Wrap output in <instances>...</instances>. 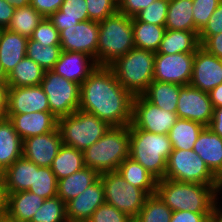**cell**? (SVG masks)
Listing matches in <instances>:
<instances>
[{
    "label": "cell",
    "mask_w": 222,
    "mask_h": 222,
    "mask_svg": "<svg viewBox=\"0 0 222 222\" xmlns=\"http://www.w3.org/2000/svg\"><path fill=\"white\" fill-rule=\"evenodd\" d=\"M213 213H194L188 210L174 211L170 222H209Z\"/></svg>",
    "instance_id": "obj_48"
},
{
    "label": "cell",
    "mask_w": 222,
    "mask_h": 222,
    "mask_svg": "<svg viewBox=\"0 0 222 222\" xmlns=\"http://www.w3.org/2000/svg\"><path fill=\"white\" fill-rule=\"evenodd\" d=\"M4 212L19 222H30L45 199L30 191L3 193Z\"/></svg>",
    "instance_id": "obj_22"
},
{
    "label": "cell",
    "mask_w": 222,
    "mask_h": 222,
    "mask_svg": "<svg viewBox=\"0 0 222 222\" xmlns=\"http://www.w3.org/2000/svg\"><path fill=\"white\" fill-rule=\"evenodd\" d=\"M34 178L35 163L22 156L1 173L2 193L28 191Z\"/></svg>",
    "instance_id": "obj_23"
},
{
    "label": "cell",
    "mask_w": 222,
    "mask_h": 222,
    "mask_svg": "<svg viewBox=\"0 0 222 222\" xmlns=\"http://www.w3.org/2000/svg\"><path fill=\"white\" fill-rule=\"evenodd\" d=\"M62 48L60 45H48L43 46L42 44L28 39L26 56L38 65H40L45 71L52 70L54 65L60 58Z\"/></svg>",
    "instance_id": "obj_37"
},
{
    "label": "cell",
    "mask_w": 222,
    "mask_h": 222,
    "mask_svg": "<svg viewBox=\"0 0 222 222\" xmlns=\"http://www.w3.org/2000/svg\"><path fill=\"white\" fill-rule=\"evenodd\" d=\"M199 47V38L194 31L166 29L157 53H195Z\"/></svg>",
    "instance_id": "obj_27"
},
{
    "label": "cell",
    "mask_w": 222,
    "mask_h": 222,
    "mask_svg": "<svg viewBox=\"0 0 222 222\" xmlns=\"http://www.w3.org/2000/svg\"><path fill=\"white\" fill-rule=\"evenodd\" d=\"M128 222H137L134 218H131Z\"/></svg>",
    "instance_id": "obj_61"
},
{
    "label": "cell",
    "mask_w": 222,
    "mask_h": 222,
    "mask_svg": "<svg viewBox=\"0 0 222 222\" xmlns=\"http://www.w3.org/2000/svg\"><path fill=\"white\" fill-rule=\"evenodd\" d=\"M11 6L16 8H21L27 6L31 3V0H6Z\"/></svg>",
    "instance_id": "obj_55"
},
{
    "label": "cell",
    "mask_w": 222,
    "mask_h": 222,
    "mask_svg": "<svg viewBox=\"0 0 222 222\" xmlns=\"http://www.w3.org/2000/svg\"><path fill=\"white\" fill-rule=\"evenodd\" d=\"M57 184L58 181L51 168L35 164L34 185H31L28 191L44 199L53 198L57 196Z\"/></svg>",
    "instance_id": "obj_39"
},
{
    "label": "cell",
    "mask_w": 222,
    "mask_h": 222,
    "mask_svg": "<svg viewBox=\"0 0 222 222\" xmlns=\"http://www.w3.org/2000/svg\"><path fill=\"white\" fill-rule=\"evenodd\" d=\"M130 125L111 127L96 143L83 151L84 165L99 174L117 171L129 157Z\"/></svg>",
    "instance_id": "obj_4"
},
{
    "label": "cell",
    "mask_w": 222,
    "mask_h": 222,
    "mask_svg": "<svg viewBox=\"0 0 222 222\" xmlns=\"http://www.w3.org/2000/svg\"><path fill=\"white\" fill-rule=\"evenodd\" d=\"M62 144L84 151L96 143L111 126L96 115L76 110L71 115L57 119Z\"/></svg>",
    "instance_id": "obj_7"
},
{
    "label": "cell",
    "mask_w": 222,
    "mask_h": 222,
    "mask_svg": "<svg viewBox=\"0 0 222 222\" xmlns=\"http://www.w3.org/2000/svg\"><path fill=\"white\" fill-rule=\"evenodd\" d=\"M0 84H7V75L4 73L0 64Z\"/></svg>",
    "instance_id": "obj_59"
},
{
    "label": "cell",
    "mask_w": 222,
    "mask_h": 222,
    "mask_svg": "<svg viewBox=\"0 0 222 222\" xmlns=\"http://www.w3.org/2000/svg\"><path fill=\"white\" fill-rule=\"evenodd\" d=\"M193 151L222 182V138L208 127H204L198 135Z\"/></svg>",
    "instance_id": "obj_21"
},
{
    "label": "cell",
    "mask_w": 222,
    "mask_h": 222,
    "mask_svg": "<svg viewBox=\"0 0 222 222\" xmlns=\"http://www.w3.org/2000/svg\"><path fill=\"white\" fill-rule=\"evenodd\" d=\"M165 178L178 182L221 185V181L193 149H172Z\"/></svg>",
    "instance_id": "obj_8"
},
{
    "label": "cell",
    "mask_w": 222,
    "mask_h": 222,
    "mask_svg": "<svg viewBox=\"0 0 222 222\" xmlns=\"http://www.w3.org/2000/svg\"><path fill=\"white\" fill-rule=\"evenodd\" d=\"M154 1L155 0H118V11L126 16L134 17Z\"/></svg>",
    "instance_id": "obj_47"
},
{
    "label": "cell",
    "mask_w": 222,
    "mask_h": 222,
    "mask_svg": "<svg viewBox=\"0 0 222 222\" xmlns=\"http://www.w3.org/2000/svg\"><path fill=\"white\" fill-rule=\"evenodd\" d=\"M173 211L155 193L149 195L139 214L137 222H170Z\"/></svg>",
    "instance_id": "obj_38"
},
{
    "label": "cell",
    "mask_w": 222,
    "mask_h": 222,
    "mask_svg": "<svg viewBox=\"0 0 222 222\" xmlns=\"http://www.w3.org/2000/svg\"><path fill=\"white\" fill-rule=\"evenodd\" d=\"M7 90V84H0V119L6 117Z\"/></svg>",
    "instance_id": "obj_54"
},
{
    "label": "cell",
    "mask_w": 222,
    "mask_h": 222,
    "mask_svg": "<svg viewBox=\"0 0 222 222\" xmlns=\"http://www.w3.org/2000/svg\"><path fill=\"white\" fill-rule=\"evenodd\" d=\"M222 83V61L201 46L194 53L190 86L209 93Z\"/></svg>",
    "instance_id": "obj_15"
},
{
    "label": "cell",
    "mask_w": 222,
    "mask_h": 222,
    "mask_svg": "<svg viewBox=\"0 0 222 222\" xmlns=\"http://www.w3.org/2000/svg\"><path fill=\"white\" fill-rule=\"evenodd\" d=\"M0 222H19V221L11 218L8 214H6L3 211L0 213Z\"/></svg>",
    "instance_id": "obj_57"
},
{
    "label": "cell",
    "mask_w": 222,
    "mask_h": 222,
    "mask_svg": "<svg viewBox=\"0 0 222 222\" xmlns=\"http://www.w3.org/2000/svg\"><path fill=\"white\" fill-rule=\"evenodd\" d=\"M155 52L134 47L108 67L133 96L142 95L153 81Z\"/></svg>",
    "instance_id": "obj_6"
},
{
    "label": "cell",
    "mask_w": 222,
    "mask_h": 222,
    "mask_svg": "<svg viewBox=\"0 0 222 222\" xmlns=\"http://www.w3.org/2000/svg\"><path fill=\"white\" fill-rule=\"evenodd\" d=\"M99 178L104 187L105 203L113 205L130 218H135L149 195L127 183L118 171L101 173Z\"/></svg>",
    "instance_id": "obj_9"
},
{
    "label": "cell",
    "mask_w": 222,
    "mask_h": 222,
    "mask_svg": "<svg viewBox=\"0 0 222 222\" xmlns=\"http://www.w3.org/2000/svg\"><path fill=\"white\" fill-rule=\"evenodd\" d=\"M100 174L89 167L58 180L57 196L66 204L99 179Z\"/></svg>",
    "instance_id": "obj_26"
},
{
    "label": "cell",
    "mask_w": 222,
    "mask_h": 222,
    "mask_svg": "<svg viewBox=\"0 0 222 222\" xmlns=\"http://www.w3.org/2000/svg\"><path fill=\"white\" fill-rule=\"evenodd\" d=\"M84 154L78 149L62 144L57 156L54 158L51 170L57 181L83 169Z\"/></svg>",
    "instance_id": "obj_32"
},
{
    "label": "cell",
    "mask_w": 222,
    "mask_h": 222,
    "mask_svg": "<svg viewBox=\"0 0 222 222\" xmlns=\"http://www.w3.org/2000/svg\"><path fill=\"white\" fill-rule=\"evenodd\" d=\"M40 85L47 95L50 112L56 118L71 115L79 109L80 84L47 70Z\"/></svg>",
    "instance_id": "obj_10"
},
{
    "label": "cell",
    "mask_w": 222,
    "mask_h": 222,
    "mask_svg": "<svg viewBox=\"0 0 222 222\" xmlns=\"http://www.w3.org/2000/svg\"><path fill=\"white\" fill-rule=\"evenodd\" d=\"M194 53L159 54L155 53L153 80L190 84L192 78Z\"/></svg>",
    "instance_id": "obj_12"
},
{
    "label": "cell",
    "mask_w": 222,
    "mask_h": 222,
    "mask_svg": "<svg viewBox=\"0 0 222 222\" xmlns=\"http://www.w3.org/2000/svg\"><path fill=\"white\" fill-rule=\"evenodd\" d=\"M89 20L103 21L118 11V0H86Z\"/></svg>",
    "instance_id": "obj_42"
},
{
    "label": "cell",
    "mask_w": 222,
    "mask_h": 222,
    "mask_svg": "<svg viewBox=\"0 0 222 222\" xmlns=\"http://www.w3.org/2000/svg\"><path fill=\"white\" fill-rule=\"evenodd\" d=\"M192 2L194 24L200 32L222 0H192Z\"/></svg>",
    "instance_id": "obj_43"
},
{
    "label": "cell",
    "mask_w": 222,
    "mask_h": 222,
    "mask_svg": "<svg viewBox=\"0 0 222 222\" xmlns=\"http://www.w3.org/2000/svg\"><path fill=\"white\" fill-rule=\"evenodd\" d=\"M192 8V0H169L165 29L194 31L198 35Z\"/></svg>",
    "instance_id": "obj_29"
},
{
    "label": "cell",
    "mask_w": 222,
    "mask_h": 222,
    "mask_svg": "<svg viewBox=\"0 0 222 222\" xmlns=\"http://www.w3.org/2000/svg\"><path fill=\"white\" fill-rule=\"evenodd\" d=\"M23 140L9 118L0 119V174L22 157Z\"/></svg>",
    "instance_id": "obj_25"
},
{
    "label": "cell",
    "mask_w": 222,
    "mask_h": 222,
    "mask_svg": "<svg viewBox=\"0 0 222 222\" xmlns=\"http://www.w3.org/2000/svg\"><path fill=\"white\" fill-rule=\"evenodd\" d=\"M28 38L4 29L0 38V64L8 76L25 56Z\"/></svg>",
    "instance_id": "obj_24"
},
{
    "label": "cell",
    "mask_w": 222,
    "mask_h": 222,
    "mask_svg": "<svg viewBox=\"0 0 222 222\" xmlns=\"http://www.w3.org/2000/svg\"><path fill=\"white\" fill-rule=\"evenodd\" d=\"M222 33V2L212 13L205 27L199 32L200 45L209 37Z\"/></svg>",
    "instance_id": "obj_46"
},
{
    "label": "cell",
    "mask_w": 222,
    "mask_h": 222,
    "mask_svg": "<svg viewBox=\"0 0 222 222\" xmlns=\"http://www.w3.org/2000/svg\"><path fill=\"white\" fill-rule=\"evenodd\" d=\"M3 30H4V28H3V27H0V38H1V35H2Z\"/></svg>",
    "instance_id": "obj_60"
},
{
    "label": "cell",
    "mask_w": 222,
    "mask_h": 222,
    "mask_svg": "<svg viewBox=\"0 0 222 222\" xmlns=\"http://www.w3.org/2000/svg\"><path fill=\"white\" fill-rule=\"evenodd\" d=\"M4 211V196L2 193V180L0 174V213Z\"/></svg>",
    "instance_id": "obj_58"
},
{
    "label": "cell",
    "mask_w": 222,
    "mask_h": 222,
    "mask_svg": "<svg viewBox=\"0 0 222 222\" xmlns=\"http://www.w3.org/2000/svg\"><path fill=\"white\" fill-rule=\"evenodd\" d=\"M200 46L208 53L222 58V33L209 36Z\"/></svg>",
    "instance_id": "obj_50"
},
{
    "label": "cell",
    "mask_w": 222,
    "mask_h": 222,
    "mask_svg": "<svg viewBox=\"0 0 222 222\" xmlns=\"http://www.w3.org/2000/svg\"><path fill=\"white\" fill-rule=\"evenodd\" d=\"M32 40L42 44L48 45H60V37L58 29L52 24L49 18L44 17L34 30Z\"/></svg>",
    "instance_id": "obj_44"
},
{
    "label": "cell",
    "mask_w": 222,
    "mask_h": 222,
    "mask_svg": "<svg viewBox=\"0 0 222 222\" xmlns=\"http://www.w3.org/2000/svg\"><path fill=\"white\" fill-rule=\"evenodd\" d=\"M61 145L62 139L56 128L52 132L24 139L22 156L39 167L51 168Z\"/></svg>",
    "instance_id": "obj_17"
},
{
    "label": "cell",
    "mask_w": 222,
    "mask_h": 222,
    "mask_svg": "<svg viewBox=\"0 0 222 222\" xmlns=\"http://www.w3.org/2000/svg\"><path fill=\"white\" fill-rule=\"evenodd\" d=\"M171 152L167 134L150 133L130 124L129 157L140 163L157 181L165 178Z\"/></svg>",
    "instance_id": "obj_3"
},
{
    "label": "cell",
    "mask_w": 222,
    "mask_h": 222,
    "mask_svg": "<svg viewBox=\"0 0 222 222\" xmlns=\"http://www.w3.org/2000/svg\"><path fill=\"white\" fill-rule=\"evenodd\" d=\"M132 27L134 46L156 53L165 33V26L141 22L132 17Z\"/></svg>",
    "instance_id": "obj_35"
},
{
    "label": "cell",
    "mask_w": 222,
    "mask_h": 222,
    "mask_svg": "<svg viewBox=\"0 0 222 222\" xmlns=\"http://www.w3.org/2000/svg\"><path fill=\"white\" fill-rule=\"evenodd\" d=\"M97 66L95 59L87 54L62 51L52 71L81 85Z\"/></svg>",
    "instance_id": "obj_19"
},
{
    "label": "cell",
    "mask_w": 222,
    "mask_h": 222,
    "mask_svg": "<svg viewBox=\"0 0 222 222\" xmlns=\"http://www.w3.org/2000/svg\"><path fill=\"white\" fill-rule=\"evenodd\" d=\"M213 105L209 93L190 85L180 89L176 114L180 119H188L208 127L213 117Z\"/></svg>",
    "instance_id": "obj_14"
},
{
    "label": "cell",
    "mask_w": 222,
    "mask_h": 222,
    "mask_svg": "<svg viewBox=\"0 0 222 222\" xmlns=\"http://www.w3.org/2000/svg\"><path fill=\"white\" fill-rule=\"evenodd\" d=\"M125 181L144 190L148 195L156 193L157 180L140 164L126 158L117 170Z\"/></svg>",
    "instance_id": "obj_33"
},
{
    "label": "cell",
    "mask_w": 222,
    "mask_h": 222,
    "mask_svg": "<svg viewBox=\"0 0 222 222\" xmlns=\"http://www.w3.org/2000/svg\"><path fill=\"white\" fill-rule=\"evenodd\" d=\"M204 127L200 123L179 118L168 133L172 149H193L198 135Z\"/></svg>",
    "instance_id": "obj_34"
},
{
    "label": "cell",
    "mask_w": 222,
    "mask_h": 222,
    "mask_svg": "<svg viewBox=\"0 0 222 222\" xmlns=\"http://www.w3.org/2000/svg\"><path fill=\"white\" fill-rule=\"evenodd\" d=\"M210 100L213 108L222 106V83L209 92Z\"/></svg>",
    "instance_id": "obj_53"
},
{
    "label": "cell",
    "mask_w": 222,
    "mask_h": 222,
    "mask_svg": "<svg viewBox=\"0 0 222 222\" xmlns=\"http://www.w3.org/2000/svg\"><path fill=\"white\" fill-rule=\"evenodd\" d=\"M15 8L6 0H0V27L7 29L14 15Z\"/></svg>",
    "instance_id": "obj_51"
},
{
    "label": "cell",
    "mask_w": 222,
    "mask_h": 222,
    "mask_svg": "<svg viewBox=\"0 0 222 222\" xmlns=\"http://www.w3.org/2000/svg\"><path fill=\"white\" fill-rule=\"evenodd\" d=\"M50 112L47 95L41 85L8 87L6 114Z\"/></svg>",
    "instance_id": "obj_16"
},
{
    "label": "cell",
    "mask_w": 222,
    "mask_h": 222,
    "mask_svg": "<svg viewBox=\"0 0 222 222\" xmlns=\"http://www.w3.org/2000/svg\"><path fill=\"white\" fill-rule=\"evenodd\" d=\"M64 0H31L30 5L34 7L43 17H49L60 9Z\"/></svg>",
    "instance_id": "obj_49"
},
{
    "label": "cell",
    "mask_w": 222,
    "mask_h": 222,
    "mask_svg": "<svg viewBox=\"0 0 222 222\" xmlns=\"http://www.w3.org/2000/svg\"><path fill=\"white\" fill-rule=\"evenodd\" d=\"M43 18L44 17L29 4L15 9L7 29L29 39Z\"/></svg>",
    "instance_id": "obj_36"
},
{
    "label": "cell",
    "mask_w": 222,
    "mask_h": 222,
    "mask_svg": "<svg viewBox=\"0 0 222 222\" xmlns=\"http://www.w3.org/2000/svg\"><path fill=\"white\" fill-rule=\"evenodd\" d=\"M48 18L59 33L78 22L89 20L86 0H64L60 9Z\"/></svg>",
    "instance_id": "obj_30"
},
{
    "label": "cell",
    "mask_w": 222,
    "mask_h": 222,
    "mask_svg": "<svg viewBox=\"0 0 222 222\" xmlns=\"http://www.w3.org/2000/svg\"><path fill=\"white\" fill-rule=\"evenodd\" d=\"M208 128L222 138V106L214 108L213 117Z\"/></svg>",
    "instance_id": "obj_52"
},
{
    "label": "cell",
    "mask_w": 222,
    "mask_h": 222,
    "mask_svg": "<svg viewBox=\"0 0 222 222\" xmlns=\"http://www.w3.org/2000/svg\"><path fill=\"white\" fill-rule=\"evenodd\" d=\"M104 203V187L99 178L66 204L68 222H87L93 212Z\"/></svg>",
    "instance_id": "obj_18"
},
{
    "label": "cell",
    "mask_w": 222,
    "mask_h": 222,
    "mask_svg": "<svg viewBox=\"0 0 222 222\" xmlns=\"http://www.w3.org/2000/svg\"><path fill=\"white\" fill-rule=\"evenodd\" d=\"M132 17L117 11L99 22L97 65L108 66L133 49Z\"/></svg>",
    "instance_id": "obj_5"
},
{
    "label": "cell",
    "mask_w": 222,
    "mask_h": 222,
    "mask_svg": "<svg viewBox=\"0 0 222 222\" xmlns=\"http://www.w3.org/2000/svg\"><path fill=\"white\" fill-rule=\"evenodd\" d=\"M30 222H68L66 203L58 196L45 199Z\"/></svg>",
    "instance_id": "obj_40"
},
{
    "label": "cell",
    "mask_w": 222,
    "mask_h": 222,
    "mask_svg": "<svg viewBox=\"0 0 222 222\" xmlns=\"http://www.w3.org/2000/svg\"><path fill=\"white\" fill-rule=\"evenodd\" d=\"M131 218L107 203L99 206L87 222H128Z\"/></svg>",
    "instance_id": "obj_45"
},
{
    "label": "cell",
    "mask_w": 222,
    "mask_h": 222,
    "mask_svg": "<svg viewBox=\"0 0 222 222\" xmlns=\"http://www.w3.org/2000/svg\"><path fill=\"white\" fill-rule=\"evenodd\" d=\"M209 222H222V205L212 214Z\"/></svg>",
    "instance_id": "obj_56"
},
{
    "label": "cell",
    "mask_w": 222,
    "mask_h": 222,
    "mask_svg": "<svg viewBox=\"0 0 222 222\" xmlns=\"http://www.w3.org/2000/svg\"><path fill=\"white\" fill-rule=\"evenodd\" d=\"M45 70L35 61L25 56L7 76L8 87L40 85Z\"/></svg>",
    "instance_id": "obj_31"
},
{
    "label": "cell",
    "mask_w": 222,
    "mask_h": 222,
    "mask_svg": "<svg viewBox=\"0 0 222 222\" xmlns=\"http://www.w3.org/2000/svg\"><path fill=\"white\" fill-rule=\"evenodd\" d=\"M176 113H171L149 102L143 95L134 96L132 124L137 129L150 133L167 134L178 120Z\"/></svg>",
    "instance_id": "obj_11"
},
{
    "label": "cell",
    "mask_w": 222,
    "mask_h": 222,
    "mask_svg": "<svg viewBox=\"0 0 222 222\" xmlns=\"http://www.w3.org/2000/svg\"><path fill=\"white\" fill-rule=\"evenodd\" d=\"M22 140L52 132L57 128V119L51 112L6 114Z\"/></svg>",
    "instance_id": "obj_20"
},
{
    "label": "cell",
    "mask_w": 222,
    "mask_h": 222,
    "mask_svg": "<svg viewBox=\"0 0 222 222\" xmlns=\"http://www.w3.org/2000/svg\"><path fill=\"white\" fill-rule=\"evenodd\" d=\"M99 22L86 20L59 33L62 51L80 52L94 58L97 63Z\"/></svg>",
    "instance_id": "obj_13"
},
{
    "label": "cell",
    "mask_w": 222,
    "mask_h": 222,
    "mask_svg": "<svg viewBox=\"0 0 222 222\" xmlns=\"http://www.w3.org/2000/svg\"><path fill=\"white\" fill-rule=\"evenodd\" d=\"M182 85L153 80L142 94L149 102L165 111L176 113Z\"/></svg>",
    "instance_id": "obj_28"
},
{
    "label": "cell",
    "mask_w": 222,
    "mask_h": 222,
    "mask_svg": "<svg viewBox=\"0 0 222 222\" xmlns=\"http://www.w3.org/2000/svg\"><path fill=\"white\" fill-rule=\"evenodd\" d=\"M156 194L174 212L214 213L222 205L221 185L178 182L161 179Z\"/></svg>",
    "instance_id": "obj_2"
},
{
    "label": "cell",
    "mask_w": 222,
    "mask_h": 222,
    "mask_svg": "<svg viewBox=\"0 0 222 222\" xmlns=\"http://www.w3.org/2000/svg\"><path fill=\"white\" fill-rule=\"evenodd\" d=\"M133 99L108 66H97L80 85L79 110L96 115L111 127L129 126Z\"/></svg>",
    "instance_id": "obj_1"
},
{
    "label": "cell",
    "mask_w": 222,
    "mask_h": 222,
    "mask_svg": "<svg viewBox=\"0 0 222 222\" xmlns=\"http://www.w3.org/2000/svg\"><path fill=\"white\" fill-rule=\"evenodd\" d=\"M169 0H155L147 8L141 10L134 17L141 22L165 26Z\"/></svg>",
    "instance_id": "obj_41"
}]
</instances>
